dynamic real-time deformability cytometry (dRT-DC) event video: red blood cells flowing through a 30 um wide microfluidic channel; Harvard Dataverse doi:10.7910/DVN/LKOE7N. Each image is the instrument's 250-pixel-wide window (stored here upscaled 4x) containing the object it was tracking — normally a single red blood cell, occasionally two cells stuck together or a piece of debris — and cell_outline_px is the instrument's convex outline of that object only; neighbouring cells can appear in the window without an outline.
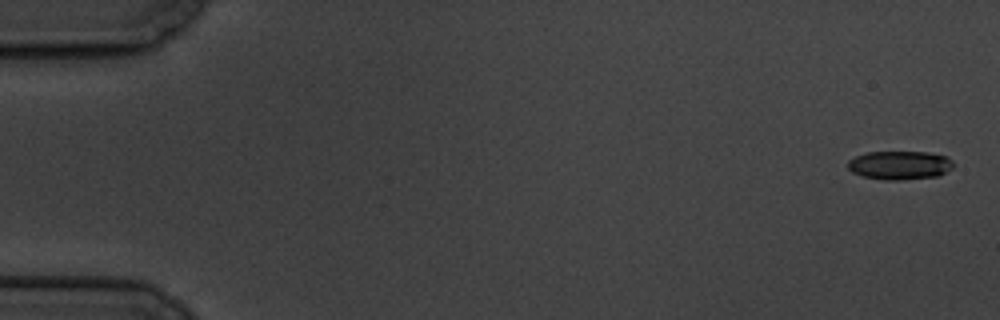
{"species": "common noctule bat (a hibernating species)", "species_latin": "Nyctalus noctula", "temperature_condition": "cold", "stored_images_in_passage": 5, "camera_frame_rate_fps": 3000, "um_per_image_px": 0.085, "animal": {"sex": "male", "body_mass_g": 19.5, "forearm_length_mm": 54.6}, "frame": {"image": 1, "passage_image": 1, "time_ms": 0.0, "image_size_px": [1000, 320], "cell_outline_px": [[952, 168], [936, 176], [900, 180], [884, 180], [864, 176], [852, 172], [848, 168], [848, 160], [856, 156], [868, 152], [928, 152], [948, 156], [952, 160]], "centroid_in_image_um": [76.47, 14.03], "position_along_channel_um": 8.5, "area_um2": 17.51}}
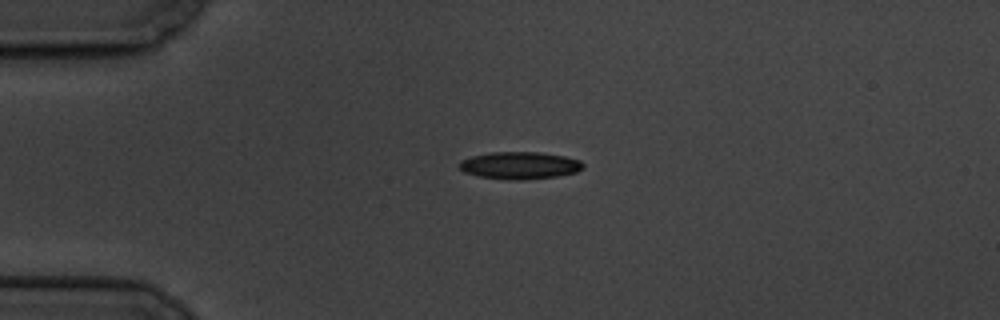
{"frame": {"image": 2, "passage_image": 4, "time_ms": 4.333, "image_size_px": [1000, 320], "cell_outline_px": [[584, 168], [576, 172], [556, 176], [520, 180], [508, 180], [480, 176], [464, 172], [456, 164], [460, 160], [472, 156], [488, 152], [540, 152], [564, 156], [580, 160], [584, 164]], "centroid_in_image_um": [44.15, 14.05], "position_along_channel_um": 40.8, "area_um2": 19.77}}